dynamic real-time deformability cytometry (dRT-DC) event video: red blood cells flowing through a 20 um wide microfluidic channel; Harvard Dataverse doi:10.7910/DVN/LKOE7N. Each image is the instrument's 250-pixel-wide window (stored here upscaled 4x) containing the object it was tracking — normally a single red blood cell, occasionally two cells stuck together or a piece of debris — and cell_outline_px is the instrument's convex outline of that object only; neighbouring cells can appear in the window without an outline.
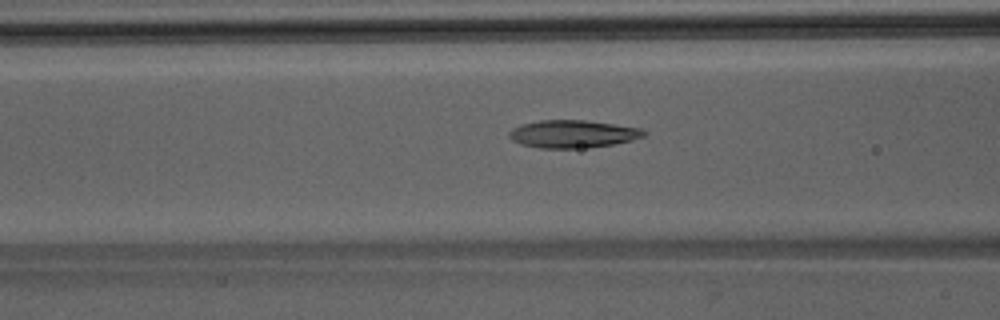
{"species": "Egyptian fruit bat (a non-hibernating species)", "species_latin": "Rousettus aegyptiacus", "temperature_condition": "room temperature", "stored_images_in_passage": 49, "camera_frame_rate_fps": 3000, "um_per_image_px": 0.085, "animal": {"sex": "male"}, "frame": {"image": 1, "passage_image": 20, "time_ms": 6.333, "image_size_px": [1000, 320], "cell_outline_px": [[648, 132], [644, 136], [632, 140], [612, 144], [580, 148], [540, 148], [520, 144], [512, 140], [508, 136], [508, 132], [512, 128], [520, 124], [540, 120], [584, 120], [640, 128]], "centroid_in_image_um": [48.64, 11.38], "position_along_channel_um": 118.0, "area_um2": 21.68}}
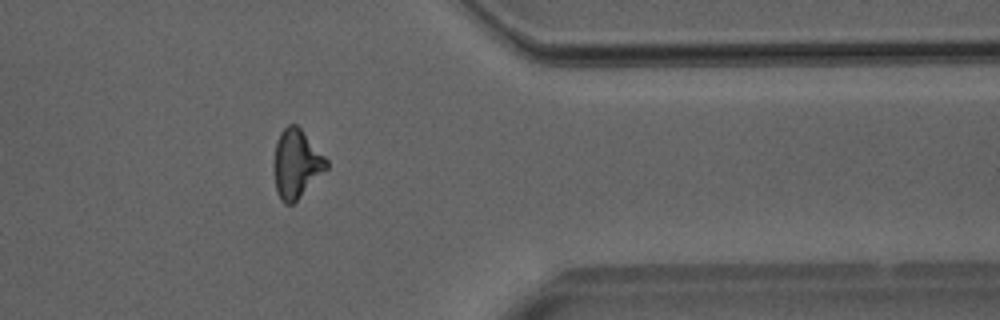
{"frame": {"image": 2, "passage_image": 40, "time_ms": 13.0, "image_size_px": [1000, 320], "cell_outline_px": [[328, 168], [292, 204], [284, 204], [280, 200], [276, 192], [272, 164], [276, 140], [280, 132], [288, 124], [296, 124], [300, 128], [328, 160]], "centroid_in_image_um": [25.15, 13.92], "position_along_channel_um": 386.3, "area_um2": 21.15}}
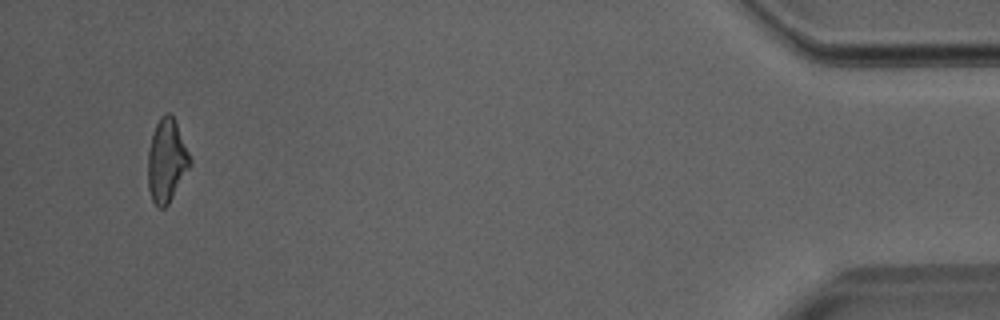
{"frame": {"image": 3, "passage_image": 47, "time_ms": 15.333, "image_size_px": [1000, 320], "cell_outline_px": [[192, 164], [168, 204], [164, 208], [156, 208], [152, 200], [148, 188], [148, 152], [152, 132], [160, 116], [164, 112], [168, 112], [176, 120], [192, 160]], "centroid_in_image_um": [14.17, 13.64], "position_along_channel_um": 421.0, "area_um2": 20.69}}